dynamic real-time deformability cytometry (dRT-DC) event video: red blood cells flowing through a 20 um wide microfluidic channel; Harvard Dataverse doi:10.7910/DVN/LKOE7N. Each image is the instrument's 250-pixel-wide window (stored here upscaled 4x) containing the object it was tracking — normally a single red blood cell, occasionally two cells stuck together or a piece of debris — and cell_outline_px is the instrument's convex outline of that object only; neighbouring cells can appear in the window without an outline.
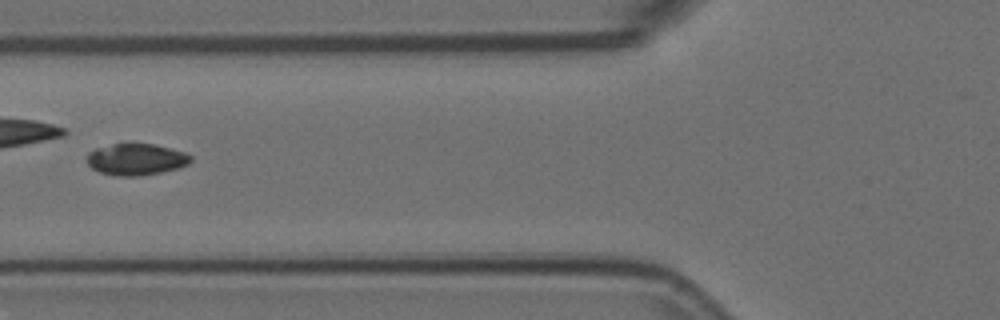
{"species": "Egyptian fruit bat (a non-hibernating species)", "species_latin": "Rousettus aegyptiacus", "temperature_condition": "room temperature", "stored_images_in_passage": 6, "camera_frame_rate_fps": 3000, "um_per_image_px": 0.085, "animal": {"sex": "female"}, "frame": {"image": 1, "passage_image": 6, "time_ms": 1.667, "image_size_px": [1000, 320], "cell_outline_px": [[192, 160], [188, 164], [180, 168], [140, 176], [116, 176], [100, 172], [92, 168], [88, 164], [88, 152], [96, 148], [112, 144], [152, 144], [184, 152], [192, 156]], "centroid_in_image_um": [11.58, 13.56], "position_along_channel_um": 114.2, "area_um2": 18.96}}